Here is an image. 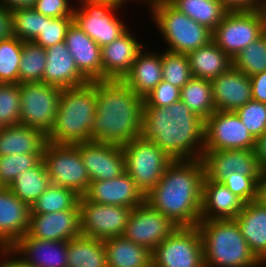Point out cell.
<instances>
[{
  "mask_svg": "<svg viewBox=\"0 0 266 267\" xmlns=\"http://www.w3.org/2000/svg\"><path fill=\"white\" fill-rule=\"evenodd\" d=\"M205 120L181 100L167 107L143 106L141 137L154 142L172 160L201 159Z\"/></svg>",
  "mask_w": 266,
  "mask_h": 267,
  "instance_id": "cell-1",
  "label": "cell"
},
{
  "mask_svg": "<svg viewBox=\"0 0 266 267\" xmlns=\"http://www.w3.org/2000/svg\"><path fill=\"white\" fill-rule=\"evenodd\" d=\"M202 159L173 160L145 202L177 227H195L201 221Z\"/></svg>",
  "mask_w": 266,
  "mask_h": 267,
  "instance_id": "cell-2",
  "label": "cell"
},
{
  "mask_svg": "<svg viewBox=\"0 0 266 267\" xmlns=\"http://www.w3.org/2000/svg\"><path fill=\"white\" fill-rule=\"evenodd\" d=\"M144 99L122 80H96V116L90 141L123 146L141 135Z\"/></svg>",
  "mask_w": 266,
  "mask_h": 267,
  "instance_id": "cell-3",
  "label": "cell"
},
{
  "mask_svg": "<svg viewBox=\"0 0 266 267\" xmlns=\"http://www.w3.org/2000/svg\"><path fill=\"white\" fill-rule=\"evenodd\" d=\"M96 116V81L61 90L57 116L47 134L54 144L74 145L90 141Z\"/></svg>",
  "mask_w": 266,
  "mask_h": 267,
  "instance_id": "cell-4",
  "label": "cell"
},
{
  "mask_svg": "<svg viewBox=\"0 0 266 267\" xmlns=\"http://www.w3.org/2000/svg\"><path fill=\"white\" fill-rule=\"evenodd\" d=\"M205 267H265L251 252L235 219L201 220Z\"/></svg>",
  "mask_w": 266,
  "mask_h": 267,
  "instance_id": "cell-5",
  "label": "cell"
},
{
  "mask_svg": "<svg viewBox=\"0 0 266 267\" xmlns=\"http://www.w3.org/2000/svg\"><path fill=\"white\" fill-rule=\"evenodd\" d=\"M151 21L164 39L166 51L187 54L212 41V31L178 11L167 0L150 10Z\"/></svg>",
  "mask_w": 266,
  "mask_h": 267,
  "instance_id": "cell-6",
  "label": "cell"
},
{
  "mask_svg": "<svg viewBox=\"0 0 266 267\" xmlns=\"http://www.w3.org/2000/svg\"><path fill=\"white\" fill-rule=\"evenodd\" d=\"M78 4L74 8L73 21L100 47L110 44L129 29L119 15L125 9L122 4L101 0H78Z\"/></svg>",
  "mask_w": 266,
  "mask_h": 267,
  "instance_id": "cell-7",
  "label": "cell"
},
{
  "mask_svg": "<svg viewBox=\"0 0 266 267\" xmlns=\"http://www.w3.org/2000/svg\"><path fill=\"white\" fill-rule=\"evenodd\" d=\"M122 149L126 172L144 195L157 185L173 161L154 142L146 141L141 136L123 145Z\"/></svg>",
  "mask_w": 266,
  "mask_h": 267,
  "instance_id": "cell-8",
  "label": "cell"
},
{
  "mask_svg": "<svg viewBox=\"0 0 266 267\" xmlns=\"http://www.w3.org/2000/svg\"><path fill=\"white\" fill-rule=\"evenodd\" d=\"M266 32L263 10L227 12L212 32V40L232 60Z\"/></svg>",
  "mask_w": 266,
  "mask_h": 267,
  "instance_id": "cell-9",
  "label": "cell"
},
{
  "mask_svg": "<svg viewBox=\"0 0 266 267\" xmlns=\"http://www.w3.org/2000/svg\"><path fill=\"white\" fill-rule=\"evenodd\" d=\"M51 184L74 191L84 196L90 184L80 151L75 145L47 142L43 152Z\"/></svg>",
  "mask_w": 266,
  "mask_h": 267,
  "instance_id": "cell-10",
  "label": "cell"
},
{
  "mask_svg": "<svg viewBox=\"0 0 266 267\" xmlns=\"http://www.w3.org/2000/svg\"><path fill=\"white\" fill-rule=\"evenodd\" d=\"M61 90L43 82L20 83V124L47 135L57 116Z\"/></svg>",
  "mask_w": 266,
  "mask_h": 267,
  "instance_id": "cell-11",
  "label": "cell"
},
{
  "mask_svg": "<svg viewBox=\"0 0 266 267\" xmlns=\"http://www.w3.org/2000/svg\"><path fill=\"white\" fill-rule=\"evenodd\" d=\"M152 267H205L198 227H176L152 251Z\"/></svg>",
  "mask_w": 266,
  "mask_h": 267,
  "instance_id": "cell-12",
  "label": "cell"
},
{
  "mask_svg": "<svg viewBox=\"0 0 266 267\" xmlns=\"http://www.w3.org/2000/svg\"><path fill=\"white\" fill-rule=\"evenodd\" d=\"M80 209L82 236L105 240L123 236L133 208L98 204L81 196Z\"/></svg>",
  "mask_w": 266,
  "mask_h": 267,
  "instance_id": "cell-13",
  "label": "cell"
},
{
  "mask_svg": "<svg viewBox=\"0 0 266 267\" xmlns=\"http://www.w3.org/2000/svg\"><path fill=\"white\" fill-rule=\"evenodd\" d=\"M255 140L234 111L216 110L205 120L204 151L254 150Z\"/></svg>",
  "mask_w": 266,
  "mask_h": 267,
  "instance_id": "cell-14",
  "label": "cell"
},
{
  "mask_svg": "<svg viewBox=\"0 0 266 267\" xmlns=\"http://www.w3.org/2000/svg\"><path fill=\"white\" fill-rule=\"evenodd\" d=\"M176 227L161 212L144 202L133 208L123 236L152 252Z\"/></svg>",
  "mask_w": 266,
  "mask_h": 267,
  "instance_id": "cell-15",
  "label": "cell"
},
{
  "mask_svg": "<svg viewBox=\"0 0 266 267\" xmlns=\"http://www.w3.org/2000/svg\"><path fill=\"white\" fill-rule=\"evenodd\" d=\"M74 145L80 151L90 182L111 180L126 172L122 146L94 140Z\"/></svg>",
  "mask_w": 266,
  "mask_h": 267,
  "instance_id": "cell-16",
  "label": "cell"
},
{
  "mask_svg": "<svg viewBox=\"0 0 266 267\" xmlns=\"http://www.w3.org/2000/svg\"><path fill=\"white\" fill-rule=\"evenodd\" d=\"M201 159L205 177L215 182H221L233 173L260 176L262 171L254 150L203 151Z\"/></svg>",
  "mask_w": 266,
  "mask_h": 267,
  "instance_id": "cell-17",
  "label": "cell"
},
{
  "mask_svg": "<svg viewBox=\"0 0 266 267\" xmlns=\"http://www.w3.org/2000/svg\"><path fill=\"white\" fill-rule=\"evenodd\" d=\"M30 237L49 241H69L82 236L80 209L47 214H30Z\"/></svg>",
  "mask_w": 266,
  "mask_h": 267,
  "instance_id": "cell-18",
  "label": "cell"
},
{
  "mask_svg": "<svg viewBox=\"0 0 266 267\" xmlns=\"http://www.w3.org/2000/svg\"><path fill=\"white\" fill-rule=\"evenodd\" d=\"M135 36L128 29L110 44L101 47L102 80H122L130 71L132 63L146 46Z\"/></svg>",
  "mask_w": 266,
  "mask_h": 267,
  "instance_id": "cell-19",
  "label": "cell"
},
{
  "mask_svg": "<svg viewBox=\"0 0 266 267\" xmlns=\"http://www.w3.org/2000/svg\"><path fill=\"white\" fill-rule=\"evenodd\" d=\"M84 197L98 204L135 208L145 202V195L127 172L111 180L90 182Z\"/></svg>",
  "mask_w": 266,
  "mask_h": 267,
  "instance_id": "cell-20",
  "label": "cell"
},
{
  "mask_svg": "<svg viewBox=\"0 0 266 267\" xmlns=\"http://www.w3.org/2000/svg\"><path fill=\"white\" fill-rule=\"evenodd\" d=\"M30 207L8 187H0V248H11L28 233Z\"/></svg>",
  "mask_w": 266,
  "mask_h": 267,
  "instance_id": "cell-21",
  "label": "cell"
},
{
  "mask_svg": "<svg viewBox=\"0 0 266 267\" xmlns=\"http://www.w3.org/2000/svg\"><path fill=\"white\" fill-rule=\"evenodd\" d=\"M213 101L218 111H236L252 100L250 77L231 67L211 80Z\"/></svg>",
  "mask_w": 266,
  "mask_h": 267,
  "instance_id": "cell-22",
  "label": "cell"
},
{
  "mask_svg": "<svg viewBox=\"0 0 266 267\" xmlns=\"http://www.w3.org/2000/svg\"><path fill=\"white\" fill-rule=\"evenodd\" d=\"M43 83L60 89L74 88L90 82L77 68L65 41L46 49Z\"/></svg>",
  "mask_w": 266,
  "mask_h": 267,
  "instance_id": "cell-23",
  "label": "cell"
},
{
  "mask_svg": "<svg viewBox=\"0 0 266 267\" xmlns=\"http://www.w3.org/2000/svg\"><path fill=\"white\" fill-rule=\"evenodd\" d=\"M33 267H67L68 241H49L25 234L11 248Z\"/></svg>",
  "mask_w": 266,
  "mask_h": 267,
  "instance_id": "cell-24",
  "label": "cell"
},
{
  "mask_svg": "<svg viewBox=\"0 0 266 267\" xmlns=\"http://www.w3.org/2000/svg\"><path fill=\"white\" fill-rule=\"evenodd\" d=\"M65 43L78 70L90 82L102 80L101 47L74 21L67 29Z\"/></svg>",
  "mask_w": 266,
  "mask_h": 267,
  "instance_id": "cell-25",
  "label": "cell"
},
{
  "mask_svg": "<svg viewBox=\"0 0 266 267\" xmlns=\"http://www.w3.org/2000/svg\"><path fill=\"white\" fill-rule=\"evenodd\" d=\"M245 202L223 183L204 177L202 185L201 220L235 219Z\"/></svg>",
  "mask_w": 266,
  "mask_h": 267,
  "instance_id": "cell-26",
  "label": "cell"
},
{
  "mask_svg": "<svg viewBox=\"0 0 266 267\" xmlns=\"http://www.w3.org/2000/svg\"><path fill=\"white\" fill-rule=\"evenodd\" d=\"M143 50L122 81L138 96L145 98L162 80V50Z\"/></svg>",
  "mask_w": 266,
  "mask_h": 267,
  "instance_id": "cell-27",
  "label": "cell"
},
{
  "mask_svg": "<svg viewBox=\"0 0 266 267\" xmlns=\"http://www.w3.org/2000/svg\"><path fill=\"white\" fill-rule=\"evenodd\" d=\"M251 252L266 267V205L245 203L235 218Z\"/></svg>",
  "mask_w": 266,
  "mask_h": 267,
  "instance_id": "cell-28",
  "label": "cell"
},
{
  "mask_svg": "<svg viewBox=\"0 0 266 267\" xmlns=\"http://www.w3.org/2000/svg\"><path fill=\"white\" fill-rule=\"evenodd\" d=\"M47 142V135L37 128L22 124L0 128V156L43 154Z\"/></svg>",
  "mask_w": 266,
  "mask_h": 267,
  "instance_id": "cell-29",
  "label": "cell"
},
{
  "mask_svg": "<svg viewBox=\"0 0 266 267\" xmlns=\"http://www.w3.org/2000/svg\"><path fill=\"white\" fill-rule=\"evenodd\" d=\"M186 55L196 78L212 80L233 66L232 59L213 40Z\"/></svg>",
  "mask_w": 266,
  "mask_h": 267,
  "instance_id": "cell-30",
  "label": "cell"
},
{
  "mask_svg": "<svg viewBox=\"0 0 266 267\" xmlns=\"http://www.w3.org/2000/svg\"><path fill=\"white\" fill-rule=\"evenodd\" d=\"M108 267H152V252L124 236L103 240Z\"/></svg>",
  "mask_w": 266,
  "mask_h": 267,
  "instance_id": "cell-31",
  "label": "cell"
},
{
  "mask_svg": "<svg viewBox=\"0 0 266 267\" xmlns=\"http://www.w3.org/2000/svg\"><path fill=\"white\" fill-rule=\"evenodd\" d=\"M67 267H108L103 240L85 236L69 240Z\"/></svg>",
  "mask_w": 266,
  "mask_h": 267,
  "instance_id": "cell-32",
  "label": "cell"
},
{
  "mask_svg": "<svg viewBox=\"0 0 266 267\" xmlns=\"http://www.w3.org/2000/svg\"><path fill=\"white\" fill-rule=\"evenodd\" d=\"M51 180L43 159L33 168L20 173L8 187L29 207L50 186Z\"/></svg>",
  "mask_w": 266,
  "mask_h": 267,
  "instance_id": "cell-33",
  "label": "cell"
},
{
  "mask_svg": "<svg viewBox=\"0 0 266 267\" xmlns=\"http://www.w3.org/2000/svg\"><path fill=\"white\" fill-rule=\"evenodd\" d=\"M181 13L212 32L228 12L219 0H167Z\"/></svg>",
  "mask_w": 266,
  "mask_h": 267,
  "instance_id": "cell-34",
  "label": "cell"
},
{
  "mask_svg": "<svg viewBox=\"0 0 266 267\" xmlns=\"http://www.w3.org/2000/svg\"><path fill=\"white\" fill-rule=\"evenodd\" d=\"M180 100L192 112L206 120L216 111L211 80L192 77L180 91Z\"/></svg>",
  "mask_w": 266,
  "mask_h": 267,
  "instance_id": "cell-35",
  "label": "cell"
},
{
  "mask_svg": "<svg viewBox=\"0 0 266 267\" xmlns=\"http://www.w3.org/2000/svg\"><path fill=\"white\" fill-rule=\"evenodd\" d=\"M80 196L74 191L50 184L30 205V214H47L68 209H79Z\"/></svg>",
  "mask_w": 266,
  "mask_h": 267,
  "instance_id": "cell-36",
  "label": "cell"
},
{
  "mask_svg": "<svg viewBox=\"0 0 266 267\" xmlns=\"http://www.w3.org/2000/svg\"><path fill=\"white\" fill-rule=\"evenodd\" d=\"M46 67V49L34 42H24L19 65L18 84L42 82Z\"/></svg>",
  "mask_w": 266,
  "mask_h": 267,
  "instance_id": "cell-37",
  "label": "cell"
},
{
  "mask_svg": "<svg viewBox=\"0 0 266 267\" xmlns=\"http://www.w3.org/2000/svg\"><path fill=\"white\" fill-rule=\"evenodd\" d=\"M23 43L15 36L0 41V84H18Z\"/></svg>",
  "mask_w": 266,
  "mask_h": 267,
  "instance_id": "cell-38",
  "label": "cell"
},
{
  "mask_svg": "<svg viewBox=\"0 0 266 267\" xmlns=\"http://www.w3.org/2000/svg\"><path fill=\"white\" fill-rule=\"evenodd\" d=\"M233 67L247 76L266 70V32L232 60Z\"/></svg>",
  "mask_w": 266,
  "mask_h": 267,
  "instance_id": "cell-39",
  "label": "cell"
},
{
  "mask_svg": "<svg viewBox=\"0 0 266 267\" xmlns=\"http://www.w3.org/2000/svg\"><path fill=\"white\" fill-rule=\"evenodd\" d=\"M43 27V14L34 8H21L12 11L13 36L24 42L33 41Z\"/></svg>",
  "mask_w": 266,
  "mask_h": 267,
  "instance_id": "cell-40",
  "label": "cell"
},
{
  "mask_svg": "<svg viewBox=\"0 0 266 267\" xmlns=\"http://www.w3.org/2000/svg\"><path fill=\"white\" fill-rule=\"evenodd\" d=\"M162 75L164 81L181 89L193 77L187 55L163 50Z\"/></svg>",
  "mask_w": 266,
  "mask_h": 267,
  "instance_id": "cell-41",
  "label": "cell"
},
{
  "mask_svg": "<svg viewBox=\"0 0 266 267\" xmlns=\"http://www.w3.org/2000/svg\"><path fill=\"white\" fill-rule=\"evenodd\" d=\"M43 154H15L0 156V187H9L16 177L36 166Z\"/></svg>",
  "mask_w": 266,
  "mask_h": 267,
  "instance_id": "cell-42",
  "label": "cell"
},
{
  "mask_svg": "<svg viewBox=\"0 0 266 267\" xmlns=\"http://www.w3.org/2000/svg\"><path fill=\"white\" fill-rule=\"evenodd\" d=\"M20 124L19 84H0V126Z\"/></svg>",
  "mask_w": 266,
  "mask_h": 267,
  "instance_id": "cell-43",
  "label": "cell"
},
{
  "mask_svg": "<svg viewBox=\"0 0 266 267\" xmlns=\"http://www.w3.org/2000/svg\"><path fill=\"white\" fill-rule=\"evenodd\" d=\"M73 22V16L51 18L43 15L41 33L32 41L47 49L48 47L65 41L68 27Z\"/></svg>",
  "mask_w": 266,
  "mask_h": 267,
  "instance_id": "cell-44",
  "label": "cell"
},
{
  "mask_svg": "<svg viewBox=\"0 0 266 267\" xmlns=\"http://www.w3.org/2000/svg\"><path fill=\"white\" fill-rule=\"evenodd\" d=\"M235 113L255 139L266 132V103L252 99Z\"/></svg>",
  "mask_w": 266,
  "mask_h": 267,
  "instance_id": "cell-45",
  "label": "cell"
},
{
  "mask_svg": "<svg viewBox=\"0 0 266 267\" xmlns=\"http://www.w3.org/2000/svg\"><path fill=\"white\" fill-rule=\"evenodd\" d=\"M260 176L233 173L221 181L232 193L245 203L257 200L258 180Z\"/></svg>",
  "mask_w": 266,
  "mask_h": 267,
  "instance_id": "cell-46",
  "label": "cell"
},
{
  "mask_svg": "<svg viewBox=\"0 0 266 267\" xmlns=\"http://www.w3.org/2000/svg\"><path fill=\"white\" fill-rule=\"evenodd\" d=\"M181 89L162 80L145 98L144 106L167 107L180 100Z\"/></svg>",
  "mask_w": 266,
  "mask_h": 267,
  "instance_id": "cell-47",
  "label": "cell"
},
{
  "mask_svg": "<svg viewBox=\"0 0 266 267\" xmlns=\"http://www.w3.org/2000/svg\"><path fill=\"white\" fill-rule=\"evenodd\" d=\"M75 1L71 0H36L33 8L44 16L61 18L73 16ZM72 3V4H71Z\"/></svg>",
  "mask_w": 266,
  "mask_h": 267,
  "instance_id": "cell-48",
  "label": "cell"
},
{
  "mask_svg": "<svg viewBox=\"0 0 266 267\" xmlns=\"http://www.w3.org/2000/svg\"><path fill=\"white\" fill-rule=\"evenodd\" d=\"M228 12L255 11L263 8L264 0H219Z\"/></svg>",
  "mask_w": 266,
  "mask_h": 267,
  "instance_id": "cell-49",
  "label": "cell"
},
{
  "mask_svg": "<svg viewBox=\"0 0 266 267\" xmlns=\"http://www.w3.org/2000/svg\"><path fill=\"white\" fill-rule=\"evenodd\" d=\"M252 99L266 103V70L250 76Z\"/></svg>",
  "mask_w": 266,
  "mask_h": 267,
  "instance_id": "cell-50",
  "label": "cell"
},
{
  "mask_svg": "<svg viewBox=\"0 0 266 267\" xmlns=\"http://www.w3.org/2000/svg\"><path fill=\"white\" fill-rule=\"evenodd\" d=\"M12 36V11L0 5V41L9 39Z\"/></svg>",
  "mask_w": 266,
  "mask_h": 267,
  "instance_id": "cell-51",
  "label": "cell"
},
{
  "mask_svg": "<svg viewBox=\"0 0 266 267\" xmlns=\"http://www.w3.org/2000/svg\"><path fill=\"white\" fill-rule=\"evenodd\" d=\"M0 267H33L25 263L10 248H0Z\"/></svg>",
  "mask_w": 266,
  "mask_h": 267,
  "instance_id": "cell-52",
  "label": "cell"
},
{
  "mask_svg": "<svg viewBox=\"0 0 266 267\" xmlns=\"http://www.w3.org/2000/svg\"><path fill=\"white\" fill-rule=\"evenodd\" d=\"M254 152L261 170H266V132L256 138Z\"/></svg>",
  "mask_w": 266,
  "mask_h": 267,
  "instance_id": "cell-53",
  "label": "cell"
},
{
  "mask_svg": "<svg viewBox=\"0 0 266 267\" xmlns=\"http://www.w3.org/2000/svg\"><path fill=\"white\" fill-rule=\"evenodd\" d=\"M35 2L36 0H0V5L14 11L21 8H33Z\"/></svg>",
  "mask_w": 266,
  "mask_h": 267,
  "instance_id": "cell-54",
  "label": "cell"
},
{
  "mask_svg": "<svg viewBox=\"0 0 266 267\" xmlns=\"http://www.w3.org/2000/svg\"><path fill=\"white\" fill-rule=\"evenodd\" d=\"M257 201L266 205V170H262L258 180Z\"/></svg>",
  "mask_w": 266,
  "mask_h": 267,
  "instance_id": "cell-55",
  "label": "cell"
},
{
  "mask_svg": "<svg viewBox=\"0 0 266 267\" xmlns=\"http://www.w3.org/2000/svg\"><path fill=\"white\" fill-rule=\"evenodd\" d=\"M135 0H133L134 2ZM138 3L140 2L141 4L144 3L145 5H147L145 8H147V10L149 11L157 2H159L160 0H137ZM130 2H132V0H119V4H122L123 6H126L127 4H129Z\"/></svg>",
  "mask_w": 266,
  "mask_h": 267,
  "instance_id": "cell-56",
  "label": "cell"
},
{
  "mask_svg": "<svg viewBox=\"0 0 266 267\" xmlns=\"http://www.w3.org/2000/svg\"><path fill=\"white\" fill-rule=\"evenodd\" d=\"M262 10H263V13L265 15V23H266V0H264V4H263Z\"/></svg>",
  "mask_w": 266,
  "mask_h": 267,
  "instance_id": "cell-57",
  "label": "cell"
},
{
  "mask_svg": "<svg viewBox=\"0 0 266 267\" xmlns=\"http://www.w3.org/2000/svg\"><path fill=\"white\" fill-rule=\"evenodd\" d=\"M101 1H112V2L119 4V0H101Z\"/></svg>",
  "mask_w": 266,
  "mask_h": 267,
  "instance_id": "cell-58",
  "label": "cell"
}]
</instances>
